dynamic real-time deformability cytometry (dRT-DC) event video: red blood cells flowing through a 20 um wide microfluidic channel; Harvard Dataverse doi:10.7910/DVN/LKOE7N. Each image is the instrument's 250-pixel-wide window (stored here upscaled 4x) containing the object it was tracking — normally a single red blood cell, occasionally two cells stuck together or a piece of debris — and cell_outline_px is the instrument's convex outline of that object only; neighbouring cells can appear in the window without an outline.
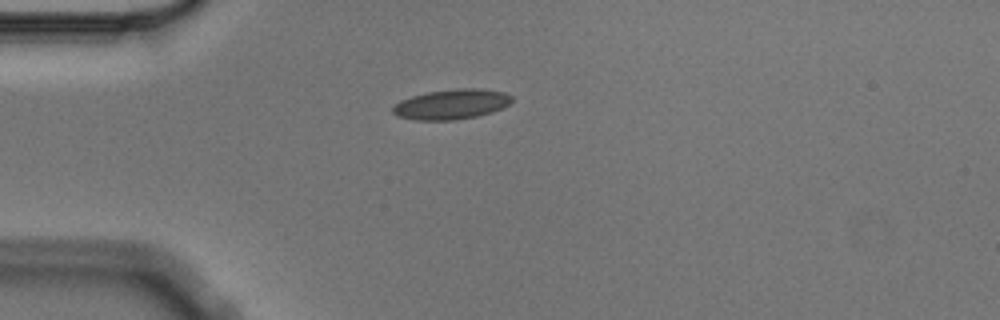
{"species": "Egyptian fruit bat (a non-hibernating species)", "species_latin": "Rousettus aegyptiacus", "temperature_condition": "cold", "stored_images_in_passage": 2, "camera_frame_rate_fps": 3000, "um_per_image_px": 0.085, "animal": {"sex": "male"}, "frame": {"image": 1, "passage_image": 1, "time_ms": 0.0, "image_size_px": [1000, 320], "cell_outline_px": [[512, 100], [508, 104], [492, 112], [476, 116], [456, 120], [416, 120], [396, 116], [392, 112], [392, 108], [400, 100], [412, 96], [428, 92], [460, 88], [476, 88], [504, 92], [512, 96]], "centroid_in_image_um": [38.35, 8.86], "position_along_channel_um": 46.6, "area_um2": 20.69}}
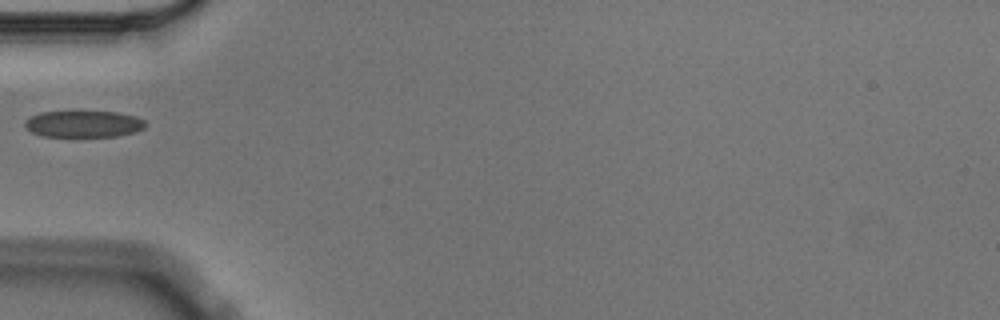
{"frame": {"image": 2, "passage_image": 2, "time_ms": 0.333, "image_size_px": [1000, 320], "cell_outline_px": [[148, 124], [144, 128], [136, 132], [116, 136], [44, 136], [32, 132], [24, 124], [24, 120], [40, 112], [116, 112], [136, 116], [144, 120]], "centroid_in_image_um": [7.15, 10.54], "position_along_channel_um": 77.9, "area_um2": 18.55}}